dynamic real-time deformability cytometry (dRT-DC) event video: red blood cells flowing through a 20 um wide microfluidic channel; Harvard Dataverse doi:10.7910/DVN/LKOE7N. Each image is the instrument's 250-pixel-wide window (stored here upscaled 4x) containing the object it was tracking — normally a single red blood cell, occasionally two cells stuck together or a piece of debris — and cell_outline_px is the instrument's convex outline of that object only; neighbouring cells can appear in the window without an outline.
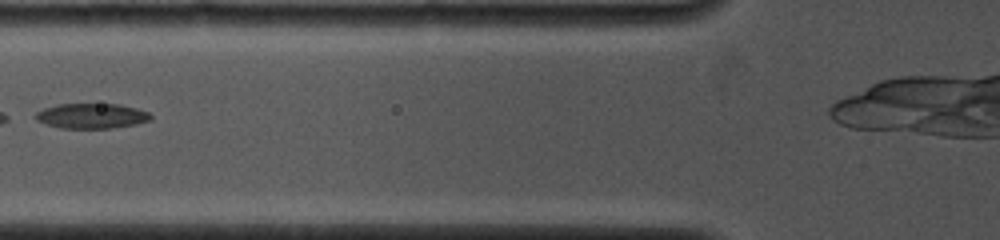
{"species": "common noctule bat (a hibernating species)", "species_latin": "Nyctalus noctula", "temperature_condition": "cold", "stored_images_in_passage": 24, "camera_frame_rate_fps": 4000, "um_per_image_px": 0.085, "animal": {"sex": "female", "body_mass_g": 19.0, "forearm_length_mm": 53.3}, "frame": {"image": 1, "passage_image": 4, "time_ms": 1.25, "image_size_px": [1000, 240], "cell_outline_px": [[152, 120], [136, 124], [112, 128], [60, 128], [36, 120], [36, 112], [44, 108], [56, 104], [120, 104], [136, 108], [148, 112], [152, 116]], "centroid_in_image_um": [7.81, 9.85], "position_along_channel_um": 118.0, "area_um2": 16.82}}